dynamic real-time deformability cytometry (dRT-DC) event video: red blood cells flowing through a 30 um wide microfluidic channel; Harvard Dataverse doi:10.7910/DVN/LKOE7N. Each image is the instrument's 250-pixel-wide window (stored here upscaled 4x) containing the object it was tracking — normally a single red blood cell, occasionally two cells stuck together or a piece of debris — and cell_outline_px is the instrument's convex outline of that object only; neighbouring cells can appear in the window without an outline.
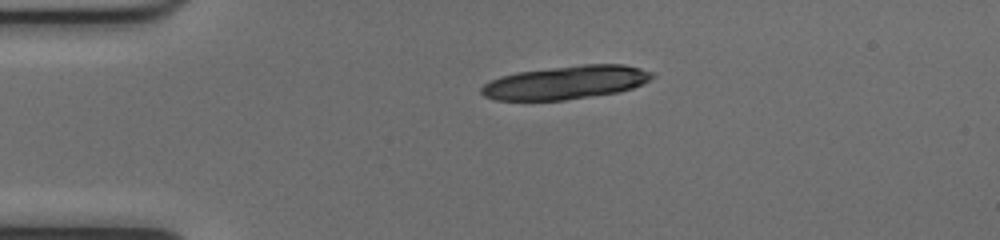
{"species": "common noctule bat (a hibernating species)", "species_latin": "Nyctalus noctula", "temperature_condition": "cold", "stored_images_in_passage": 8, "camera_frame_rate_fps": 3000, "um_per_image_px": 0.085, "animal": {"sex": "female", "body_mass_g": 17.0, "forearm_length_mm": 48.0}, "frame": {"image": 1, "passage_image": 1, "time_ms": 0.0, "image_size_px": [1000, 240], "cell_outline_px": [[656, 76], [632, 88], [616, 92], [564, 100], [496, 100], [484, 96], [480, 92], [480, 88], [484, 84], [500, 76], [516, 72], [580, 64], [624, 64], [640, 68], [652, 72]], "centroid_in_image_um": [48.07, 7.0], "position_along_channel_um": 36.9, "area_um2": 33.12}}